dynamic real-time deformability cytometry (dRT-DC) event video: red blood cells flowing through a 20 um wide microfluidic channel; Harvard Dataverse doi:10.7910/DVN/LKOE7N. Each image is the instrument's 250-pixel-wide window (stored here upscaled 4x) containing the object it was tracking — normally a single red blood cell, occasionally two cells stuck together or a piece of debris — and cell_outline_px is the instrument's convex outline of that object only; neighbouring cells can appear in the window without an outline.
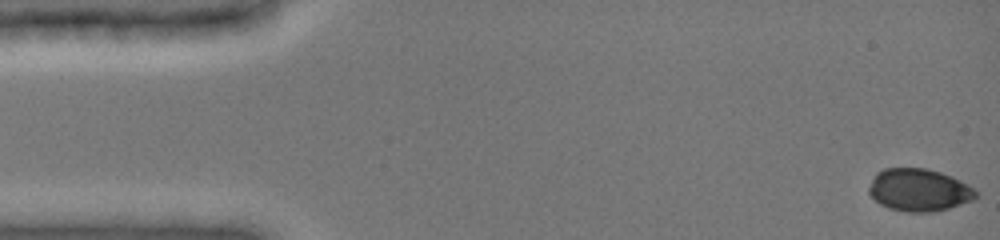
{"species": "common noctule bat (a hibernating species)", "species_latin": "Nyctalus noctula", "temperature_condition": "cold", "stored_images_in_passage": 6, "camera_frame_rate_fps": 3000, "um_per_image_px": 0.085, "animal": {"sex": "female", "body_mass_g": 19.0, "forearm_length_mm": 51.5}, "frame": {"image": 1, "passage_image": 1, "time_ms": 0.0, "image_size_px": [1000, 240], "cell_outline_px": [[976, 196], [972, 200], [936, 212], [904, 212], [888, 208], [880, 204], [868, 192], [868, 188], [876, 172], [884, 168], [924, 168], [940, 172], [972, 188], [976, 192]], "centroid_in_image_um": [78.04, 16.16], "position_along_channel_um": 7.0, "area_um2": 26.13}}
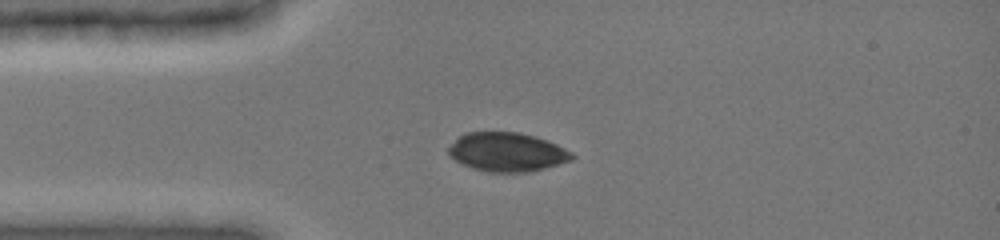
{"frame": {"image": 2, "passage_image": 5, "time_ms": 1.333, "image_size_px": [1000, 240], "cell_outline_px": [[576, 156], [572, 160], [532, 172], [488, 172], [472, 168], [448, 156], [448, 148], [460, 136], [468, 132], [520, 132], [536, 136], [548, 140], [572, 152]], "centroid_in_image_um": [43.14, 12.93], "position_along_channel_um": 41.9, "area_um2": 28.09}}